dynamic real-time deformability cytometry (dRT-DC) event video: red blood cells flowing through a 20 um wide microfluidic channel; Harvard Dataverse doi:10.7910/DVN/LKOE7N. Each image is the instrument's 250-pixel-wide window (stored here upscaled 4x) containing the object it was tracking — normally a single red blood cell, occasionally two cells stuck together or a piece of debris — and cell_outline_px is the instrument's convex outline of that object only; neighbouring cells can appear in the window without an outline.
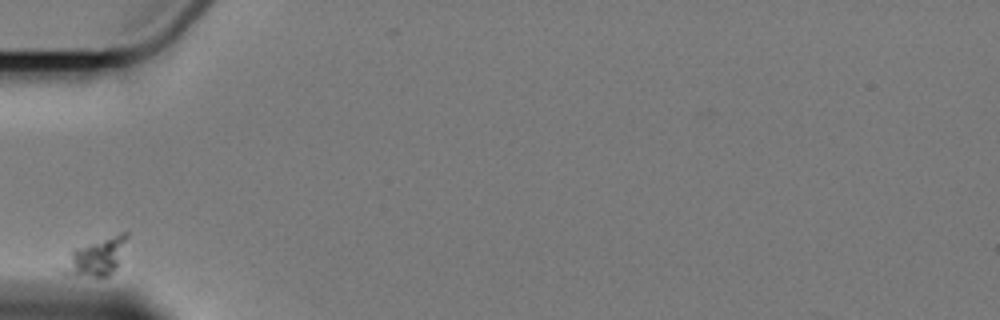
{"species": "Egyptian fruit bat (a non-hibernating species)", "species_latin": "Rousettus aegyptiacus", "temperature_condition": "cold", "stored_images_in_passage": 2, "camera_frame_rate_fps": 3000, "um_per_image_px": 0.085, "animal": {"sex": "female"}, "frame": {"image": 1, "passage_image": 1, "time_ms": 0.0, "image_size_px": [1000, 320], "cell_outline_px": [[128, 236], [116, 268], [108, 276], [72, 276], [60, 272], [56, 268], [72, 248], [120, 232], [128, 232]], "centroid_in_image_um": [8.05, 21.84], "position_along_channel_um": 77.0, "area_um2": 14.45}}